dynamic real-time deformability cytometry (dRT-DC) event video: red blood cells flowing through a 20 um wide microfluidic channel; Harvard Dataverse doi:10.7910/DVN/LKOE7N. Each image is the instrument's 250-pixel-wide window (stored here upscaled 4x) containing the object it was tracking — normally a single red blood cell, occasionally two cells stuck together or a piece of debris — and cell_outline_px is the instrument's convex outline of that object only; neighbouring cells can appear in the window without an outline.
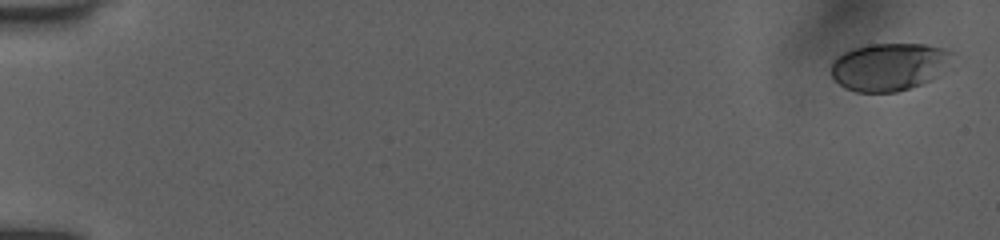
{"species": "human", "species_latin": "Homo sapiens", "temperature_condition": "room temperature", "stored_images_in_passage": 9, "camera_frame_rate_fps": 3000, "um_per_image_px": 0.085, "donor": {"sex": "female"}, "frame": {"image": 1, "passage_image": 1, "time_ms": 0.0, "image_size_px": [1000, 240], "cell_outline_px": [[952, 52], [932, 80], [896, 92], [856, 92], [844, 88], [832, 76], [832, 60], [836, 56], [852, 48], [872, 44], [924, 44], [940, 48]], "centroid_in_image_um": [75.45, 5.68], "position_along_channel_um": 9.5, "area_um2": 32.89}}
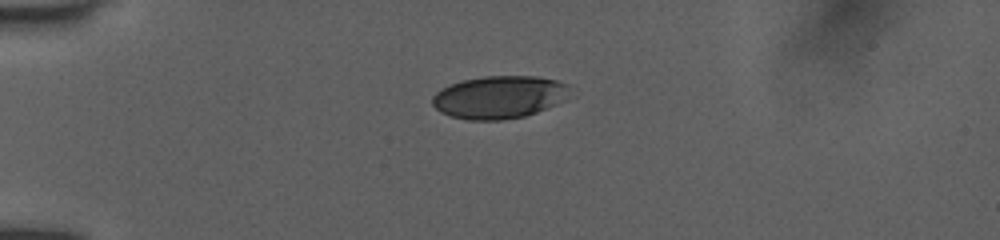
{"frame": {"image": 2, "passage_image": 6, "time_ms": 4.333, "image_size_px": [1000, 240], "cell_outline_px": [[568, 84], [556, 104], [536, 112], [524, 116], [500, 120], [468, 120], [452, 116], [440, 112], [432, 104], [432, 96], [436, 92], [452, 84], [464, 80], [484, 76], [536, 76], [556, 80]], "centroid_in_image_um": [42.34, 8.26], "position_along_channel_um": 42.7, "area_um2": 33.41}}
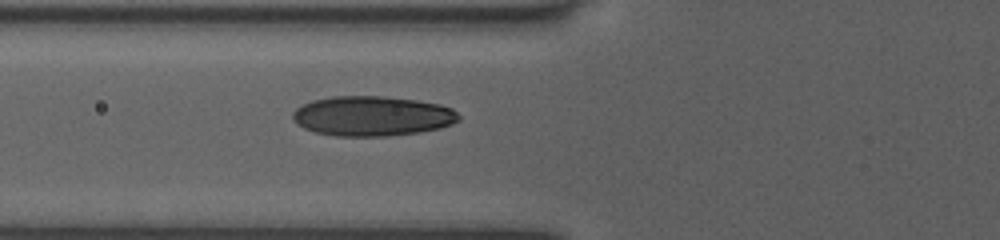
{"frame": {"image": 3, "passage_image": 9, "time_ms": 6.667, "image_size_px": [1000, 240], "cell_outline_px": [[460, 120], [452, 124], [440, 128], [420, 132], [384, 136], [336, 136], [316, 132], [304, 128], [292, 116], [292, 112], [296, 108], [312, 100], [332, 96], [384, 96], [416, 100], [440, 104], [452, 108], [460, 116]], "centroid_in_image_um": [31.67, 9.86], "position_along_channel_um": 94.1, "area_um2": 38.55}}